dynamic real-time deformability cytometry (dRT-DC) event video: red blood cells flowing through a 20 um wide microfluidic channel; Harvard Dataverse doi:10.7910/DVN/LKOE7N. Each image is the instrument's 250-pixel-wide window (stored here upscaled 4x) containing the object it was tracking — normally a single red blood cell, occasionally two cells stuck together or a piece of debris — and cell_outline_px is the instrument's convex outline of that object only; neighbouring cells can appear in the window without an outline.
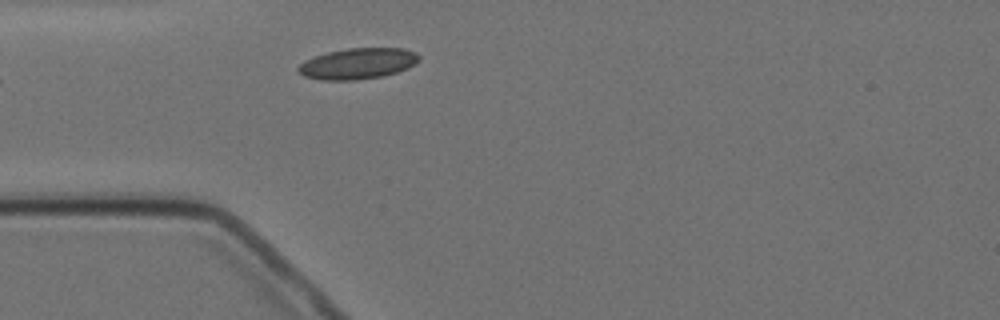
{"species": "Egyptian fruit bat (a non-hibernating species)", "species_latin": "Rousettus aegyptiacus", "temperature_condition": "cold", "stored_images_in_passage": 2, "camera_frame_rate_fps": 3000, "um_per_image_px": 0.085, "animal": {"sex": "female"}, "frame": {"image": 1, "passage_image": 2, "time_ms": 1.333, "image_size_px": [1000, 320], "cell_outline_px": [[420, 60], [416, 64], [408, 68], [396, 72], [380, 76], [356, 80], [320, 80], [304, 76], [296, 68], [304, 60], [328, 52], [348, 48], [404, 48], [416, 52], [420, 56]], "centroid_in_image_um": [30.43, 5.4], "position_along_channel_um": 54.6, "area_um2": 21.79}}